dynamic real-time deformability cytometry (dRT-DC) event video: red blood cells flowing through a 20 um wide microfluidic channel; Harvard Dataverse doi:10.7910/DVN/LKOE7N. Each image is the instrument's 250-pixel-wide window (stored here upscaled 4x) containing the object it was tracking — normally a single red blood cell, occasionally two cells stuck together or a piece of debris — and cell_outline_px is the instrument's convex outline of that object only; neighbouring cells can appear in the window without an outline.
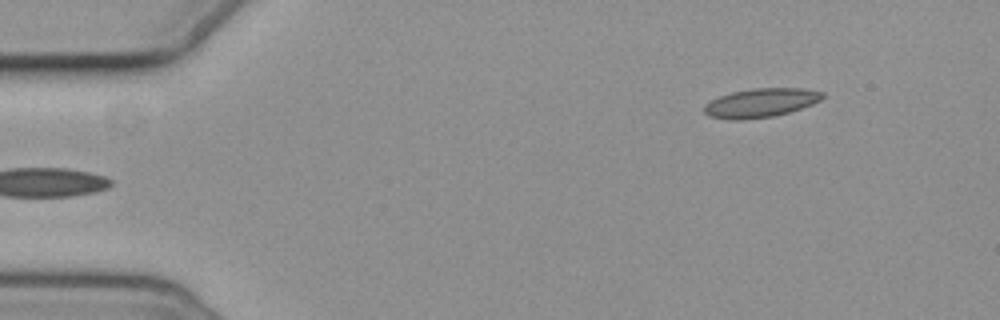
{"species": "common noctule bat (a hibernating species)", "species_latin": "Nyctalus noctula", "temperature_condition": "cold", "stored_images_in_passage": 6, "camera_frame_rate_fps": 3000, "um_per_image_px": 0.085, "animal": {"sex": "female", "body_mass_g": 19.3, "forearm_length_mm": 54.1}, "frame": {"image": 1, "passage_image": 6, "time_ms": 5.667, "image_size_px": [1000, 320], "cell_outline_px": [[824, 96], [820, 100], [812, 104], [776, 116], [740, 120], [728, 120], [708, 116], [704, 112], [704, 104], [720, 96], [732, 92], [752, 88], [800, 88], [824, 92]], "centroid_in_image_um": [64.64, 8.75], "position_along_channel_um": 20.4, "area_um2": 19.94}}